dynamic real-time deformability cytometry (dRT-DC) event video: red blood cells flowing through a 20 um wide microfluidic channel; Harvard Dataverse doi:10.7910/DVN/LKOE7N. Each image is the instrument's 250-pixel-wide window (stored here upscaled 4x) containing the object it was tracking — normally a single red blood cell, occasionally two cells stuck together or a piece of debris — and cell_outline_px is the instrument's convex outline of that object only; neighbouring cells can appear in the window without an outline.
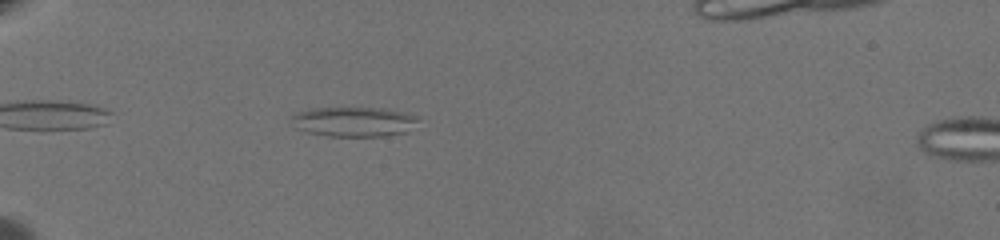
{"species": "common noctule bat (a hibernating species)", "species_latin": "Nyctalus noctula", "temperature_condition": "warm", "stored_images_in_passage": 48, "camera_frame_rate_fps": 3000, "um_per_image_px": 0.085, "animal": {"sex": "female", "body_mass_g": 19.5, "forearm_length_mm": 54.1}, "frame": {"image": 1, "passage_image": 6, "time_ms": 1.667, "image_size_px": [1000, 240], "cell_outline_px": [[416, 120], [408, 132], [384, 136], [328, 136], [308, 132], [296, 128], [288, 116], [296, 112], [312, 108], [384, 108], [416, 116]], "centroid_in_image_um": [29.99, 10.34], "position_along_channel_um": 55.0, "area_um2": 21.85}}
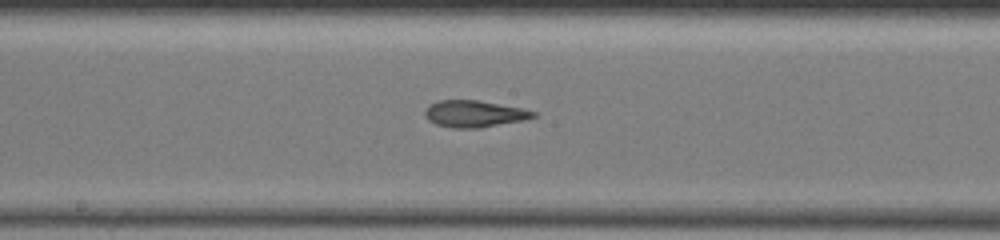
{"frame": {"image": 2, "passage_image": 22, "time_ms": 7.0, "image_size_px": [1000, 240], "cell_outline_px": [[536, 116], [524, 120], [480, 128], [452, 128], [436, 124], [428, 120], [424, 116], [424, 112], [432, 104], [440, 100], [476, 100], [520, 108], [536, 112]], "centroid_in_image_um": [40.3, 9.69], "position_along_channel_um": 207.9, "area_um2": 16.65}}
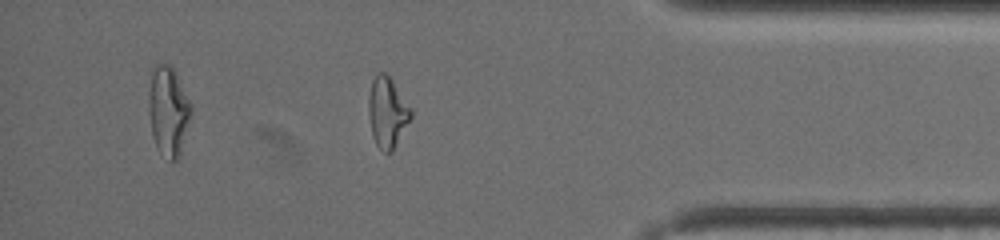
{"frame": {"image": 3, "passage_image": 41, "time_ms": 13.333, "image_size_px": [1000, 240], "cell_outline_px": [[412, 116], [392, 152], [384, 152], [376, 144], [372, 136], [368, 112], [368, 96], [372, 80], [376, 72], [384, 72], [392, 80], [412, 108]], "centroid_in_image_um": [32.91, 9.53], "position_along_channel_um": 402.3, "area_um2": 17.46}, "authors_computed_cell_mechanics": {"area_um2": 17.1088, "velocity_mm_per_s": 3.3738, "shape_relaxation_time_tau1_ms": null, "shape_relaxation_time_tau2_ms": 2.2514, "deformation_change_tau1": null, "deformation_change_tau2": 0.1054}}